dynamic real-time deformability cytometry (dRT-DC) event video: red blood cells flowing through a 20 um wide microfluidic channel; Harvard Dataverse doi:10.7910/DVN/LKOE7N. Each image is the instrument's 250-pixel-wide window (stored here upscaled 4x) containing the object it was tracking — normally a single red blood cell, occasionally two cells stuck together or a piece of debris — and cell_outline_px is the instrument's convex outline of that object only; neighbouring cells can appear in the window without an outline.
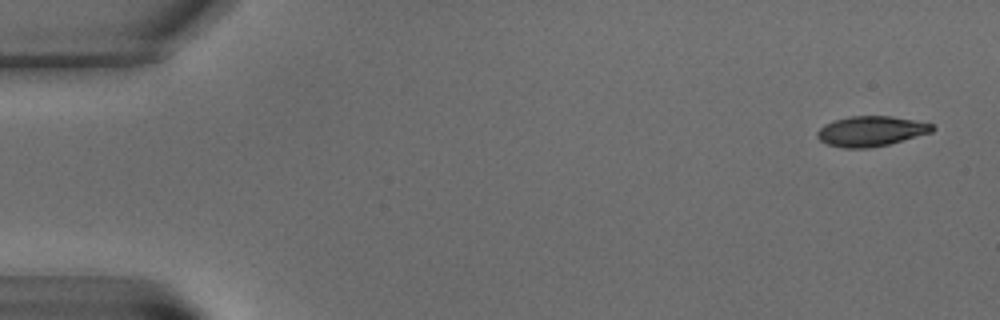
{"species": "common noctule bat (a hibernating species)", "species_latin": "Nyctalus noctula", "temperature_condition": "warm", "stored_images_in_passage": 8, "camera_frame_rate_fps": 3000, "um_per_image_px": 0.085, "animal": {"sex": "male", "body_mass_g": 15.6}, "frame": {"image": 1, "passage_image": 1, "time_ms": 0.0, "image_size_px": [1000, 320], "cell_outline_px": [[936, 128], [932, 132], [888, 144], [868, 148], [844, 148], [828, 144], [820, 140], [816, 136], [816, 132], [824, 124], [832, 120], [848, 116], [892, 116], [932, 124]], "centroid_in_image_um": [74.0, 11.14], "position_along_channel_um": 11.0, "area_um2": 20.17}}
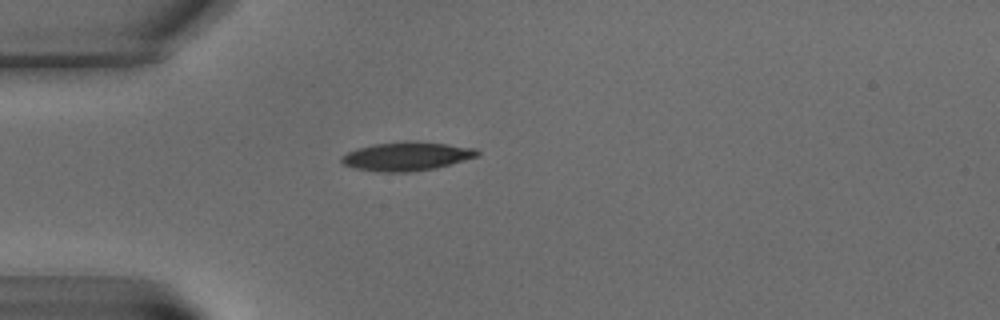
{"frame": {"image": 2, "passage_image": 5, "time_ms": 5.667, "image_size_px": [1000, 320], "cell_outline_px": [[480, 156], [436, 168], [412, 172], [380, 172], [356, 168], [344, 164], [340, 160], [340, 156], [356, 148], [372, 144], [404, 140], [416, 140], [448, 144], [476, 148], [480, 152]], "centroid_in_image_um": [34.59, 13.27], "position_along_channel_um": 50.4, "area_um2": 23.18}}
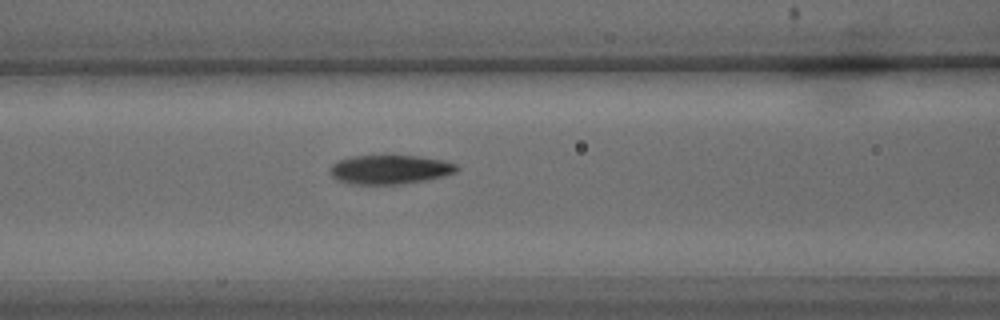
{"frame": {"image": 3, "passage_image": 8, "time_ms": 9.0, "image_size_px": [1000, 320], "cell_outline_px": [[460, 168], [456, 172], [444, 176], [404, 184], [352, 184], [336, 180], [328, 172], [328, 168], [336, 160], [352, 156], [392, 152], [444, 160], [456, 164]], "centroid_in_image_um": [33.1, 14.36], "position_along_channel_um": 133.5, "area_um2": 22.66}}